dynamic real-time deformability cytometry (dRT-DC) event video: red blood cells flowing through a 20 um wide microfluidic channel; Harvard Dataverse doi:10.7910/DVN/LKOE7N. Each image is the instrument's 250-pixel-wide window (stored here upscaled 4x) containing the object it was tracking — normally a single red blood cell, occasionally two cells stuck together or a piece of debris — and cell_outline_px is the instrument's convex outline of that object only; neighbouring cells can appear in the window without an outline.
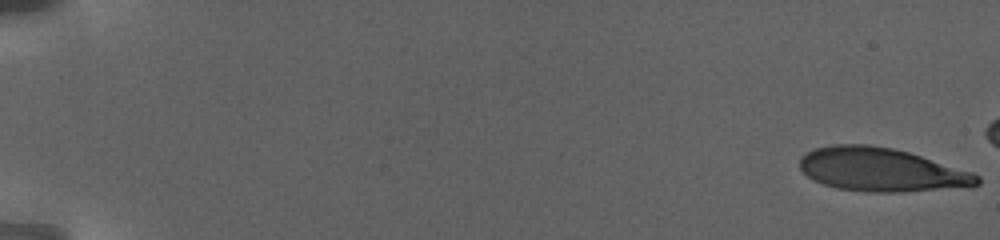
{"species": "human", "species_latin": "Homo sapiens", "temperature_condition": "warm", "stored_images_in_passage": 75, "camera_frame_rate_fps": 3000, "um_per_image_px": 0.085, "donor": {"sex": "female"}, "frame": {"image": 1, "passage_image": 1, "time_ms": 0.0, "image_size_px": [1000, 240], "cell_outline_px": [[980, 184], [972, 188], [900, 192], [864, 192], [836, 188], [812, 180], [800, 168], [800, 156], [816, 148], [836, 144], [868, 144], [892, 148], [908, 152], [972, 172], [980, 176]], "centroid_in_image_um": [74.96, 14.45], "position_along_channel_um": 10.0, "area_um2": 45.37}}
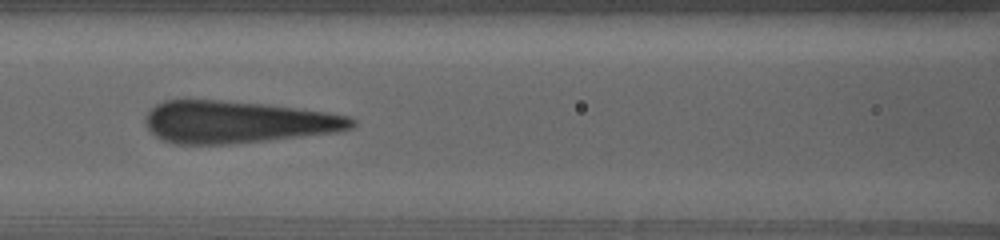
{"frame": {"image": 2, "passage_image": 39, "time_ms": 11.667, "image_size_px": [1000, 240], "cell_outline_px": [[356, 124], [352, 128], [336, 132], [268, 140], [232, 144], [172, 144], [160, 140], [148, 128], [144, 116], [156, 104], [164, 100], [220, 100], [264, 104], [324, 112], [348, 116], [356, 120]], "centroid_in_image_um": [20.14, 10.38], "position_along_channel_um": 146.5, "area_um2": 50.58}}
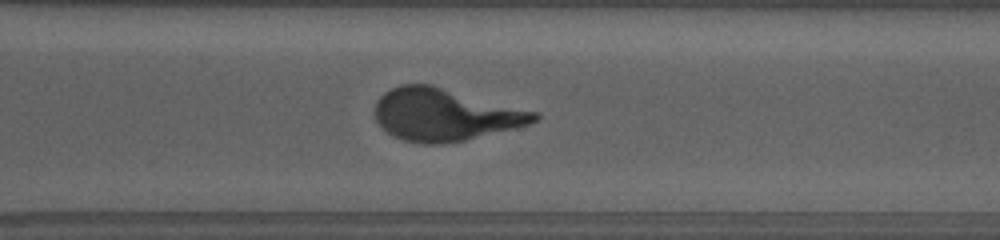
{"frame": {"image": 3, "passage_image": 59, "time_ms": 18.333, "image_size_px": [1000, 240], "cell_outline_px": [[540, 116], [536, 120], [528, 124], [464, 140], [444, 144], [420, 144], [404, 140], [392, 136], [376, 120], [376, 100], [384, 92], [400, 84], [432, 84], [536, 112]], "centroid_in_image_um": [37.76, 9.74], "position_along_channel_um": 332.8, "area_um2": 48.09}}